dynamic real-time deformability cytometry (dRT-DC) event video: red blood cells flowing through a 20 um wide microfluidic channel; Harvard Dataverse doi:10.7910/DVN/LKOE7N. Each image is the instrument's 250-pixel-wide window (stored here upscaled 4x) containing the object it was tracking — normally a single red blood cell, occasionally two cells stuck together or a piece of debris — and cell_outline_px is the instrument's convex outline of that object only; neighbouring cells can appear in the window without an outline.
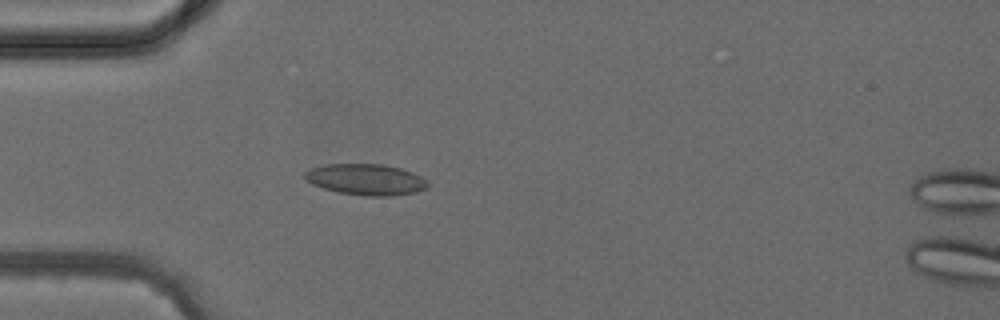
{"species": "common noctule bat (a hibernating species)", "species_latin": "Nyctalus noctula", "temperature_condition": "cold", "stored_images_in_passage": 3, "camera_frame_rate_fps": 3000, "um_per_image_px": 0.085, "animal": {"sex": "female", "body_mass_g": 24.6, "forearm_length_mm": 56.2}, "frame": {"image": 1, "passage_image": 2, "time_ms": 1.333, "image_size_px": [1000, 320], "cell_outline_px": [[428, 188], [416, 192], [392, 196], [364, 196], [340, 192], [324, 188], [312, 184], [304, 176], [304, 172], [312, 168], [328, 164], [384, 164], [400, 168], [412, 172], [428, 180]], "centroid_in_image_um": [31.15, 15.26], "position_along_channel_um": 53.9, "area_um2": 22.25}}